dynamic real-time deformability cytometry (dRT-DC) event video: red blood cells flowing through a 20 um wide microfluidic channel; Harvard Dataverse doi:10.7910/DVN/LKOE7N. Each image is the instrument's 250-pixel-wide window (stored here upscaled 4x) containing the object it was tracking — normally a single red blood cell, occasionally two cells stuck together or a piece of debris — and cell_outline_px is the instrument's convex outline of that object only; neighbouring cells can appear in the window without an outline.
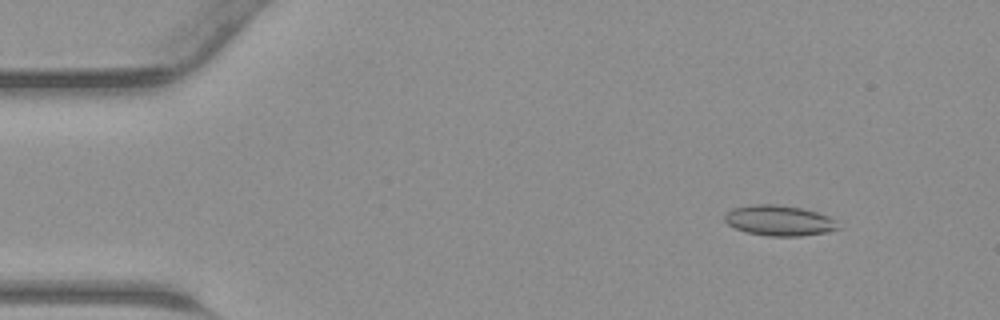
{"species": "common noctule bat (a hibernating species)", "species_latin": "Nyctalus noctula", "temperature_condition": "warm", "stored_images_in_passage": 44, "camera_frame_rate_fps": 3000, "um_per_image_px": 0.085, "animal": {"sex": "male", "body_mass_g": 23.1, "forearm_length_mm": 52.7}, "frame": {"image": 1, "passage_image": 4, "time_ms": 1.0, "image_size_px": [1000, 320], "cell_outline_px": [[844, 228], [828, 232], [800, 236], [768, 236], [744, 232], [728, 224], [724, 220], [724, 212], [732, 208], [752, 204], [776, 204], [804, 208], [828, 216], [836, 220]], "centroid_in_image_um": [66.25, 18.74], "position_along_channel_um": 18.7, "area_um2": 20.58}}
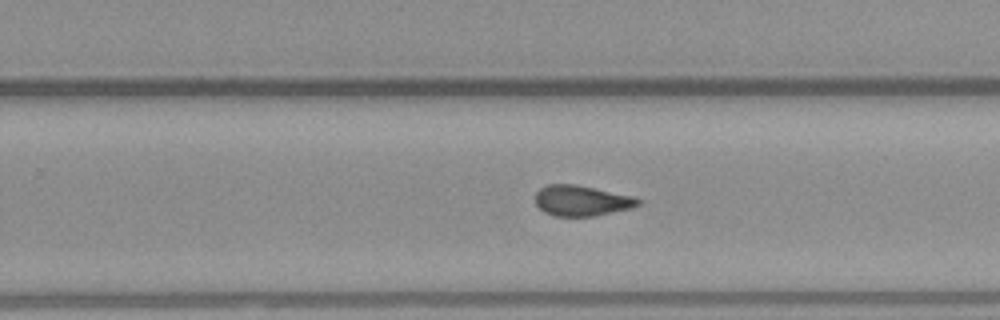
{"frame": {"image": 2, "passage_image": 27, "time_ms": 8.667, "image_size_px": [1000, 320], "cell_outline_px": [[640, 204], [632, 208], [592, 216], [552, 216], [544, 212], [536, 204], [536, 192], [540, 188], [548, 184], [576, 184], [632, 196], [640, 200]], "centroid_in_image_um": [49.41, 17.05], "position_along_channel_um": 280.4, "area_um2": 18.21}}
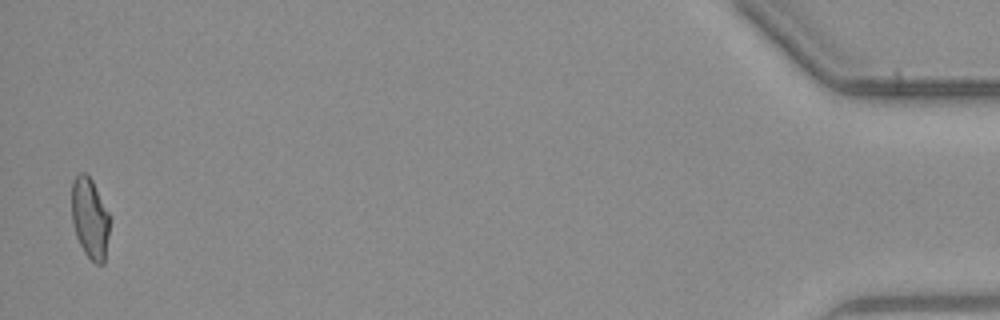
{"frame": {"image": 3, "passage_image": 43, "time_ms": 14.0, "image_size_px": [1000, 320], "cell_outline_px": [[108, 236], [104, 264], [96, 264], [84, 252], [76, 236], [72, 220], [72, 180], [80, 172], [84, 172], [92, 180], [108, 212]], "centroid_in_image_um": [7.62, 18.54], "position_along_channel_um": 427.6, "area_um2": 17.57}}